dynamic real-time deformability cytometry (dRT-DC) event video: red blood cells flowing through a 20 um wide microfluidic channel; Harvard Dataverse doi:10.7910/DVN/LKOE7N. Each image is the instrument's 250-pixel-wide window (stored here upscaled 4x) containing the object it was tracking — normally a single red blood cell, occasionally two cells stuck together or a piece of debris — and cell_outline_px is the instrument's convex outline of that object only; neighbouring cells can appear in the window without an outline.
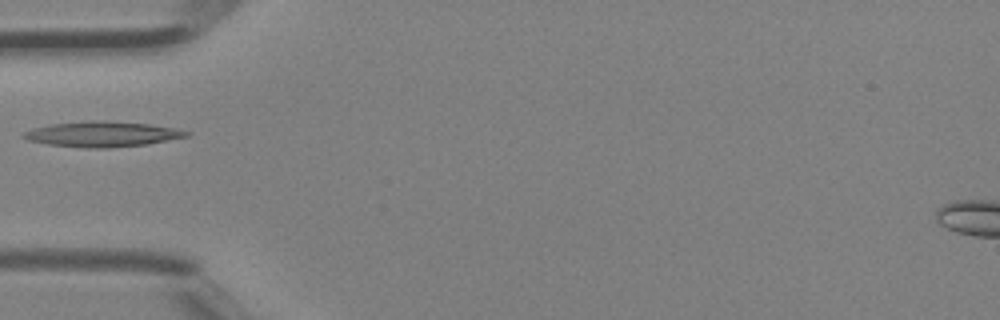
{"species": "Egyptian fruit bat (a non-hibernating species)", "species_latin": "Rousettus aegyptiacus", "temperature_condition": "room temperature", "stored_images_in_passage": 2, "camera_frame_rate_fps": 3000, "um_per_image_px": 0.085, "animal": {"sex": "female"}, "frame": {"image": 1, "passage_image": 2, "time_ms": 0.333, "image_size_px": [1000, 320], "cell_outline_px": [[192, 132], [188, 136], [148, 144], [108, 148], [84, 148], [48, 144], [28, 140], [20, 136], [24, 132], [32, 128], [48, 124], [88, 120], [104, 120], [148, 124], [180, 128]], "centroid_in_image_um": [8.7, 11.39], "position_along_channel_um": 76.3, "area_um2": 24.39}}